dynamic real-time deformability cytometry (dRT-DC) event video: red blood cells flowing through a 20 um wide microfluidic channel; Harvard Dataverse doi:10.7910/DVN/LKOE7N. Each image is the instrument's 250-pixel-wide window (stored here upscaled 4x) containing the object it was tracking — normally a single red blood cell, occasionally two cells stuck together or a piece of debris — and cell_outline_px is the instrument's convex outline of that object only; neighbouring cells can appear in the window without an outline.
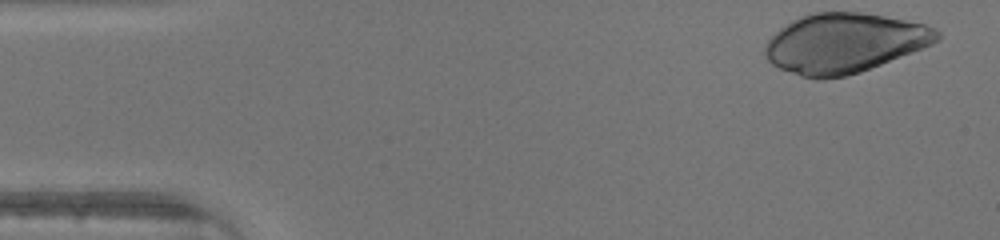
{"species": "human", "species_latin": "Homo sapiens", "temperature_condition": "warm", "stored_images_in_passage": 35, "camera_frame_rate_fps": 3000, "um_per_image_px": 0.085, "donor": {"sex": "male"}, "frame": {"image": 1, "passage_image": 1, "time_ms": 0.0, "image_size_px": [1000, 240], "cell_outline_px": [[940, 40], [932, 44], [912, 52], [860, 72], [844, 76], [824, 80], [816, 80], [800, 76], [780, 68], [772, 64], [768, 60], [764, 52], [764, 44], [784, 24], [800, 16], [812, 12], [860, 12], [884, 16], [924, 24], [936, 28], [940, 32]], "centroid_in_image_um": [71.74, 3.67], "position_along_channel_um": 13.3, "area_um2": 59.82}}
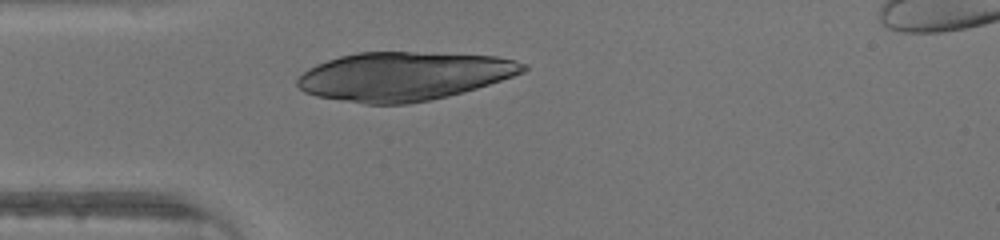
{"frame": {"image": 2, "passage_image": 11, "time_ms": 3.333, "image_size_px": [1000, 240], "cell_outline_px": [[528, 68], [524, 72], [464, 92], [448, 96], [408, 104], [364, 104], [316, 96], [304, 92], [296, 84], [296, 80], [308, 68], [316, 64], [340, 56], [356, 52], [412, 52], [496, 56], [516, 60], [528, 64]], "centroid_in_image_um": [34.31, 6.48], "position_along_channel_um": 50.7, "area_um2": 63.87}}